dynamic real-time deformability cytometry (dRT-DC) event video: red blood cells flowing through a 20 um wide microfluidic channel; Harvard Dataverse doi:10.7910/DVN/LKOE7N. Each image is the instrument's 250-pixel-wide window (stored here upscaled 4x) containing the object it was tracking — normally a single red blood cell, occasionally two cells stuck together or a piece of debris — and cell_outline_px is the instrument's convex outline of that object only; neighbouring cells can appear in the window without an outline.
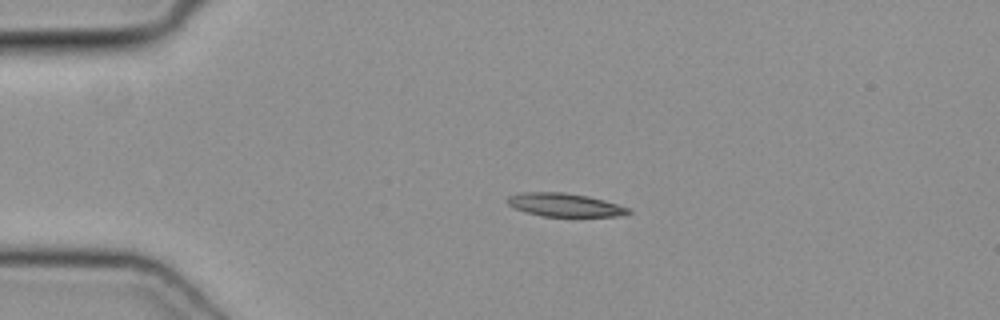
{"species": "common noctule bat (a hibernating species)", "species_latin": "Nyctalus noctula", "temperature_condition": "cold", "stored_images_in_passage": 40, "camera_frame_rate_fps": 3000, "um_per_image_px": 0.085, "animal": {"sex": "female", "body_mass_g": 19.3, "forearm_length_mm": 54.1}, "frame": {"image": 1, "passage_image": 1, "time_ms": 0.0, "image_size_px": [1000, 320], "cell_outline_px": [[632, 212], [624, 216], [540, 216], [516, 208], [508, 204], [504, 200], [508, 196], [520, 192], [564, 192], [588, 196], [604, 200], [632, 208]], "centroid_in_image_um": [48.04, 17.41], "position_along_channel_um": 37.0, "area_um2": 16.59}}
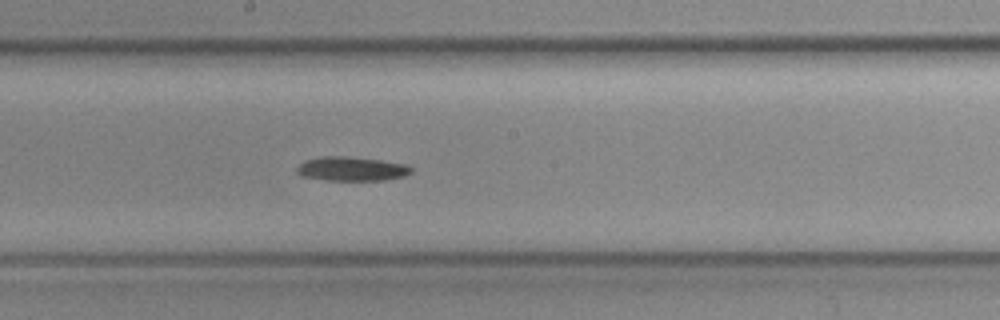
{"frame": {"image": 2, "passage_image": 17, "time_ms": 5.333, "image_size_px": [1000, 320], "cell_outline_px": [[412, 172], [404, 176], [384, 180], [324, 180], [300, 176], [296, 172], [296, 168], [304, 160], [320, 156], [344, 156], [380, 160], [408, 164], [412, 168]], "centroid_in_image_um": [29.86, 14.35], "position_along_channel_um": 218.3, "area_um2": 16.24}}
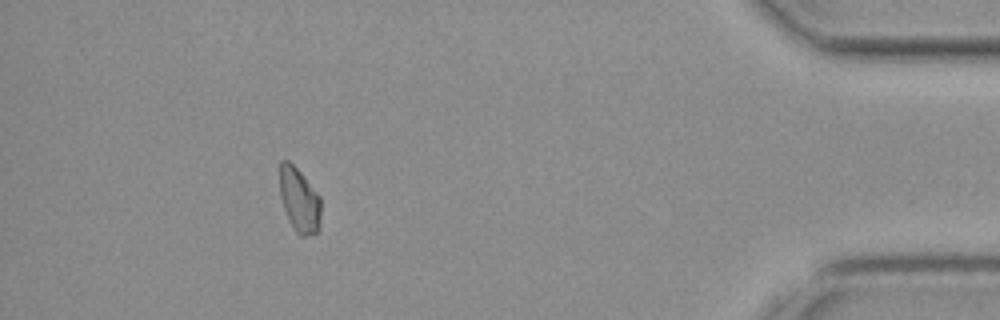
{"frame": {"image": 3, "passage_image": 35, "time_ms": 11.333, "image_size_px": [1000, 320], "cell_outline_px": [[320, 228], [316, 232], [304, 236], [300, 236], [296, 232], [288, 220], [280, 196], [280, 160], [288, 160], [300, 172], [320, 196]], "centroid_in_image_um": [25.44, 17.02], "position_along_channel_um": 409.8, "area_um2": 15.37}}